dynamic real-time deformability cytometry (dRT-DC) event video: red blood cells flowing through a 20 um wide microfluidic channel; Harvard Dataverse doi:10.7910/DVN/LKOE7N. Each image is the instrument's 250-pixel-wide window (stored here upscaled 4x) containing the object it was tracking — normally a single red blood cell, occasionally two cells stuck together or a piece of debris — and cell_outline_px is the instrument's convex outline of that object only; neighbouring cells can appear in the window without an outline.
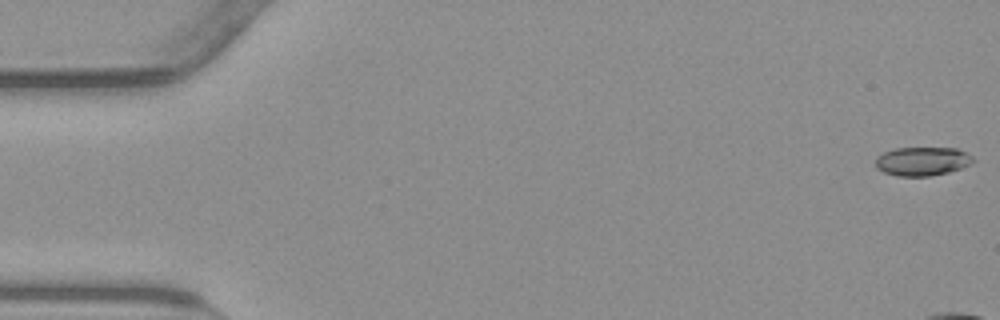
{"species": "common noctule bat (a hibernating species)", "species_latin": "Nyctalus noctula", "temperature_condition": "warm", "stored_images_in_passage": 10, "camera_frame_rate_fps": 3000, "um_per_image_px": 0.085, "animal": {"sex": "male", "body_mass_g": 23.1, "forearm_length_mm": 52.7}, "frame": {"image": 1, "passage_image": 1, "time_ms": 0.0, "image_size_px": [1000, 320], "cell_outline_px": [[976, 160], [960, 168], [948, 172], [928, 176], [896, 176], [884, 172], [876, 168], [876, 156], [884, 152], [896, 148], [956, 148], [972, 156]], "centroid_in_image_um": [78.36, 13.71], "position_along_channel_um": 6.6, "area_um2": 16.24}}